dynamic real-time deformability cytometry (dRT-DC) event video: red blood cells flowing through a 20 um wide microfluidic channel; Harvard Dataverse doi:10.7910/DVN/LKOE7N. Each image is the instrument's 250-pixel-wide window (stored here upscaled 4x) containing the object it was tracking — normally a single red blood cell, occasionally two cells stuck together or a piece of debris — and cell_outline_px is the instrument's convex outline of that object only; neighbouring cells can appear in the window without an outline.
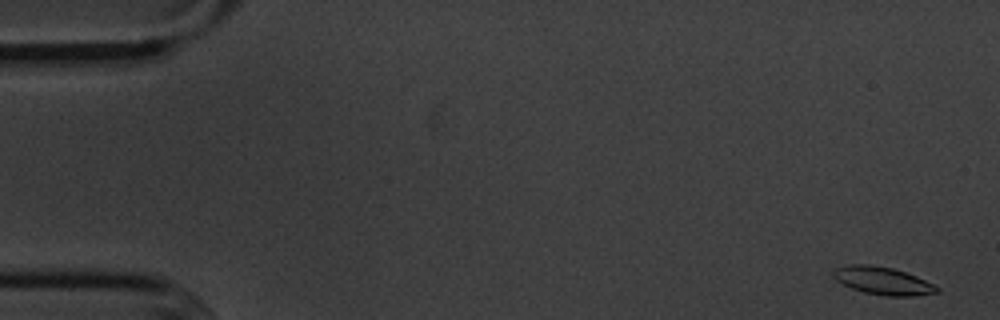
{"species": "common noctule bat (a hibernating species)", "species_latin": "Nyctalus noctula", "temperature_condition": "cold", "stored_images_in_passage": 55, "camera_frame_rate_fps": 3000, "um_per_image_px": 0.085, "animal": {"sex": "male", "body_mass_g": 20.1, "forearm_length_mm": 53.5}, "frame": {"image": 1, "passage_image": 1, "time_ms": 0.0, "image_size_px": [1000, 320], "cell_outline_px": [[940, 292], [916, 296], [884, 296], [864, 292], [852, 288], [836, 280], [832, 276], [832, 272], [836, 268], [848, 264], [868, 264], [892, 268], [916, 276], [940, 288]], "centroid_in_image_um": [75.03, 23.87], "position_along_channel_um": 10.0, "area_um2": 16.7}}
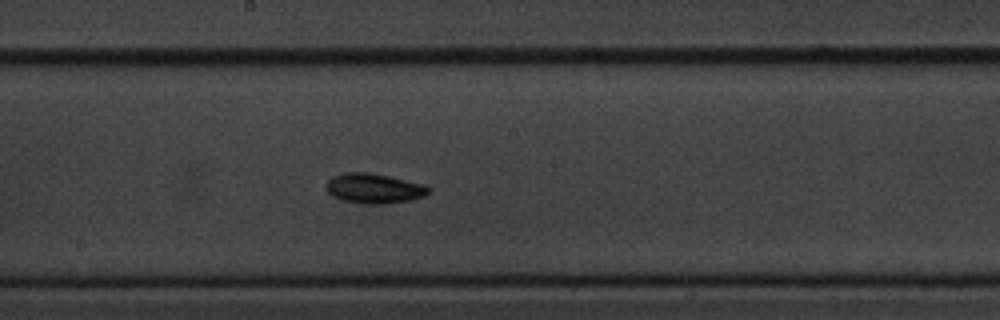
{"frame": {"image": 2, "passage_image": 29, "time_ms": 9.333, "image_size_px": [1000, 320], "cell_outline_px": [[432, 192], [424, 196], [408, 200], [388, 204], [364, 204], [344, 200], [332, 196], [324, 188], [324, 184], [332, 176], [344, 172], [368, 172], [388, 176], [424, 184], [432, 188]], "centroid_in_image_um": [31.78, 16.01], "position_along_channel_um": 216.4, "area_um2": 18.09}}
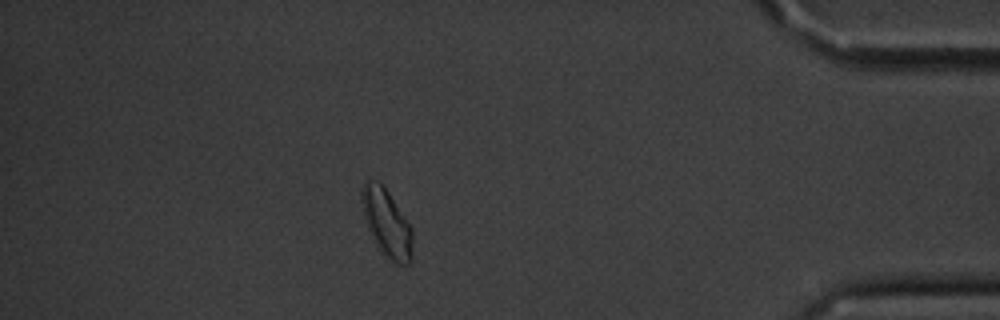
{"frame": {"image": 3, "passage_image": 48, "time_ms": 15.667, "image_size_px": [1000, 320], "cell_outline_px": [[412, 260], [408, 264], [396, 264], [388, 260], [380, 252], [368, 228], [364, 216], [360, 200], [360, 192], [364, 180], [376, 180], [388, 192], [412, 228]], "centroid_in_image_um": [32.85, 18.98], "position_along_channel_um": 402.3, "area_um2": 20.11}, "authors_computed_cell_mechanics": {"area_um2": 16.8198, "velocity_mm_per_s": 3.5838, "shape_relaxation_time_tau1_ms": 10.9019, "shape_relaxation_time_tau2_ms": 6.8314, "deformation_change_tau1": 0.231, "deformation_change_tau2": 0.1335}}